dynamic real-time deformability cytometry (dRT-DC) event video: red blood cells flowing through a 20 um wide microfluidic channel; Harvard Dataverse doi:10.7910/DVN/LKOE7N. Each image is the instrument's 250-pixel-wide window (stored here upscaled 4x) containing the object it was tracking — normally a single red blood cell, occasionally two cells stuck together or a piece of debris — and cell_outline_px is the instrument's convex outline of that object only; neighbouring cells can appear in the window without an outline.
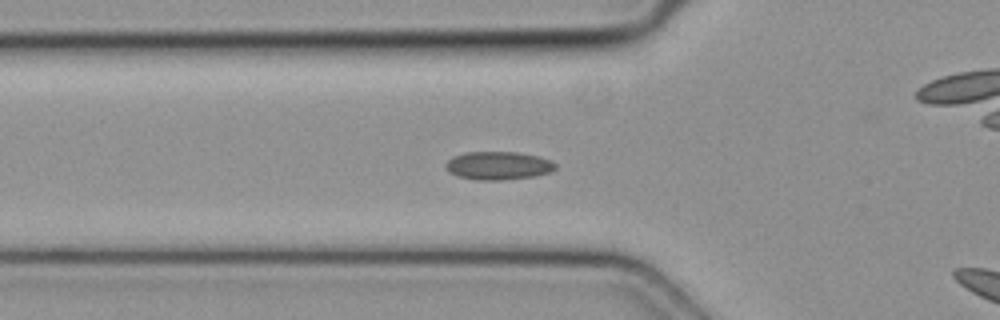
{"species": "common noctule bat (a hibernating species)", "species_latin": "Nyctalus noctula", "temperature_condition": "cold", "stored_images_in_passage": 16, "camera_frame_rate_fps": 3000, "um_per_image_px": 0.085, "animal": {"sex": "female", "body_mass_g": 19.3, "forearm_length_mm": 54.1}, "frame": {"image": 1, "passage_image": 14, "time_ms": 4.333, "image_size_px": [1000, 320], "cell_outline_px": [[556, 168], [552, 172], [532, 176], [500, 180], [476, 180], [456, 176], [448, 172], [444, 168], [444, 164], [452, 156], [464, 152], [516, 152], [540, 156], [552, 160], [556, 164]], "centroid_in_image_um": [42.32, 14.07], "position_along_channel_um": 83.5, "area_um2": 18.32}}